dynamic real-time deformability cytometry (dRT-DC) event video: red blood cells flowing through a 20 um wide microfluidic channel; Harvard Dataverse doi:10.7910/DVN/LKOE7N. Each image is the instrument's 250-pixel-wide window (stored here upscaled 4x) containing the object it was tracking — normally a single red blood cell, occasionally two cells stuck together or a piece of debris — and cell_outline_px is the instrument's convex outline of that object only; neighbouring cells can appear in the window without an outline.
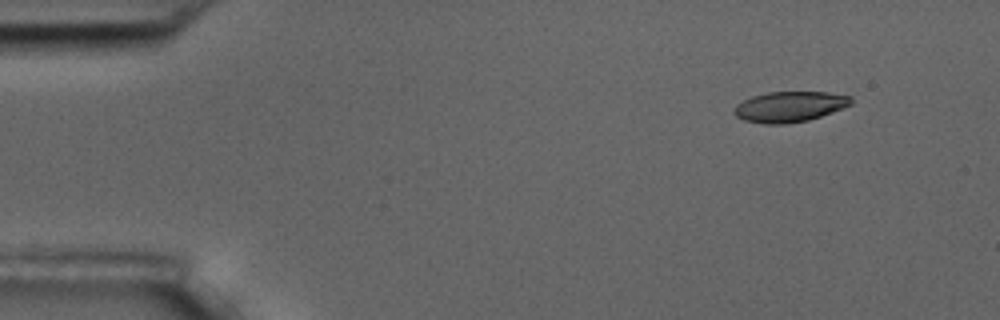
{"species": "common noctule bat (a hibernating species)", "species_latin": "Nyctalus noctula", "temperature_condition": "room temperature", "stored_images_in_passage": 6, "camera_frame_rate_fps": 3000, "um_per_image_px": 0.085, "animal": {"sex": "male", "body_mass_g": 17.5, "forearm_length_mm": 52.3}, "frame": {"image": 1, "passage_image": 6, "time_ms": 6.667, "image_size_px": [1000, 320], "cell_outline_px": [[852, 104], [832, 112], [808, 120], [784, 124], [764, 124], [744, 120], [736, 116], [732, 112], [736, 104], [752, 96], [768, 92], [828, 92], [852, 96]], "centroid_in_image_um": [67.11, 9.06], "position_along_channel_um": 17.9, "area_um2": 20.81}}